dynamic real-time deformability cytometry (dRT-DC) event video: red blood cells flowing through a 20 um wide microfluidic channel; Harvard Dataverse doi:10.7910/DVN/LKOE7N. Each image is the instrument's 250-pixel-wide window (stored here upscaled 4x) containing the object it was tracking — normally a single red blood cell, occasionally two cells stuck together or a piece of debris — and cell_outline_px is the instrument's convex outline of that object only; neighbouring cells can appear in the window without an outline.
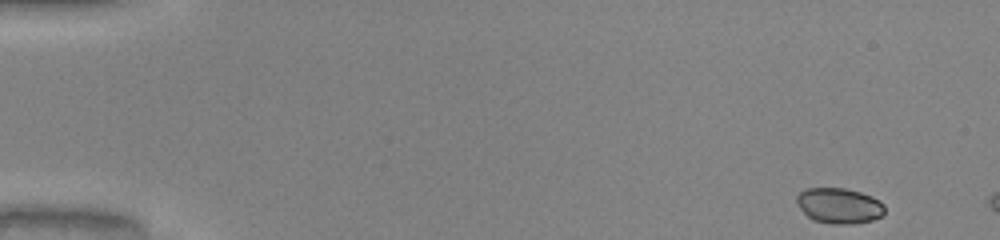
{"species": "common noctule bat (a hibernating species)", "species_latin": "Nyctalus noctula", "temperature_condition": "warm", "stored_images_in_passage": 46, "camera_frame_rate_fps": 3000, "um_per_image_px": 0.085, "animal": {"sex": "male", "body_mass_g": 20.0, "forearm_length_mm": 53.3}, "frame": {"image": 1, "passage_image": 1, "time_ms": 0.0, "image_size_px": [1000, 240], "cell_outline_px": [[884, 212], [880, 216], [872, 220], [852, 224], [832, 224], [812, 220], [796, 204], [796, 196], [800, 192], [808, 188], [844, 188], [860, 192], [872, 196], [880, 200], [884, 204]], "centroid_in_image_um": [71.32, 17.48], "position_along_channel_um": 13.7, "area_um2": 18.26}}
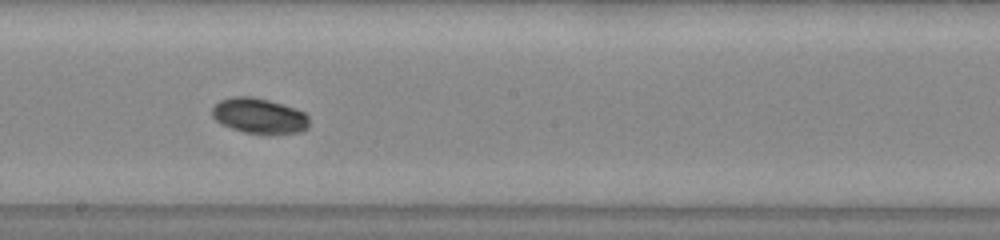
{"frame": {"image": 2, "passage_image": 27, "time_ms": 8.667, "image_size_px": [1000, 240], "cell_outline_px": [[308, 128], [300, 132], [244, 132], [220, 124], [212, 116], [212, 108], [220, 100], [232, 96], [252, 96], [268, 100], [296, 108], [304, 112], [308, 116]], "centroid_in_image_um": [22.01, 9.81], "position_along_channel_um": 226.2, "area_um2": 19.65}}
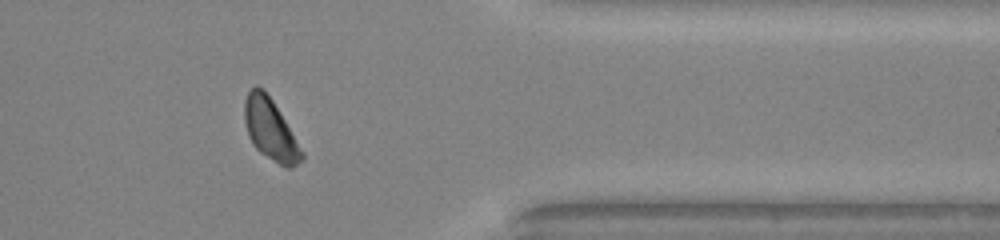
{"frame": {"image": 3, "passage_image": 40, "time_ms": 13.0, "image_size_px": [1000, 240], "cell_outline_px": [[304, 156], [292, 168], [288, 168], [280, 164], [260, 152], [252, 144], [248, 136], [244, 120], [244, 100], [248, 92], [256, 84], [264, 88], [272, 100], [304, 152]], "centroid_in_image_um": [22.95, 10.98], "position_along_channel_um": 388.5, "area_um2": 20.23}, "authors_computed_cell_mechanics": {"area_um2": 19.9988, "velocity_mm_per_s": 4.0785, "shape_relaxation_time_tau1_ms": 3.2368, "shape_relaxation_time_tau2_ms": null, "deformation_change_tau1": 0.1053, "deformation_change_tau2": null}}